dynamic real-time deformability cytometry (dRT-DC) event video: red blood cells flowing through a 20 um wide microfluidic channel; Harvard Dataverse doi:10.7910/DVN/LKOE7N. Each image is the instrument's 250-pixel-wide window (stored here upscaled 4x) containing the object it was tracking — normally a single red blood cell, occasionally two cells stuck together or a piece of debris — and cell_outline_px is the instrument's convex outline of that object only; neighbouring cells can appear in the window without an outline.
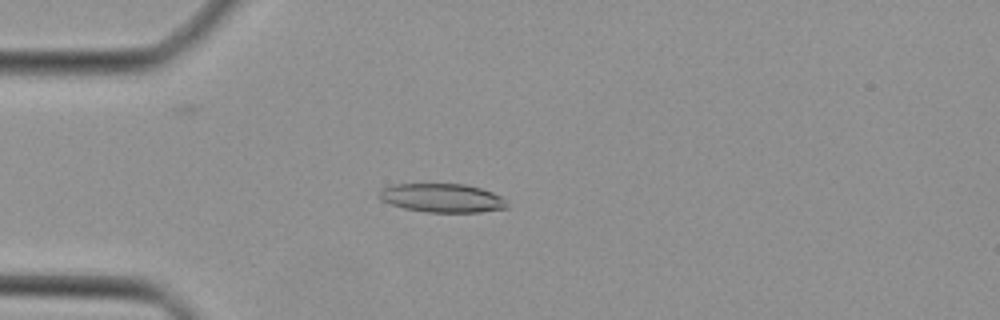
{"species": "Egyptian fruit bat (a non-hibernating species)", "species_latin": "Rousettus aegyptiacus", "temperature_condition": "cold", "stored_images_in_passage": 45, "camera_frame_rate_fps": 3000, "um_per_image_px": 0.085, "animal": {"sex": "female"}, "frame": {"image": 1, "passage_image": 12, "time_ms": 3.667, "image_size_px": [1000, 320], "cell_outline_px": [[508, 208], [480, 212], [428, 212], [404, 208], [380, 200], [376, 196], [380, 188], [392, 184], [468, 184], [492, 192], [500, 196], [508, 204]], "centroid_in_image_um": [37.54, 16.82], "position_along_channel_um": 47.5, "area_um2": 21.56}}
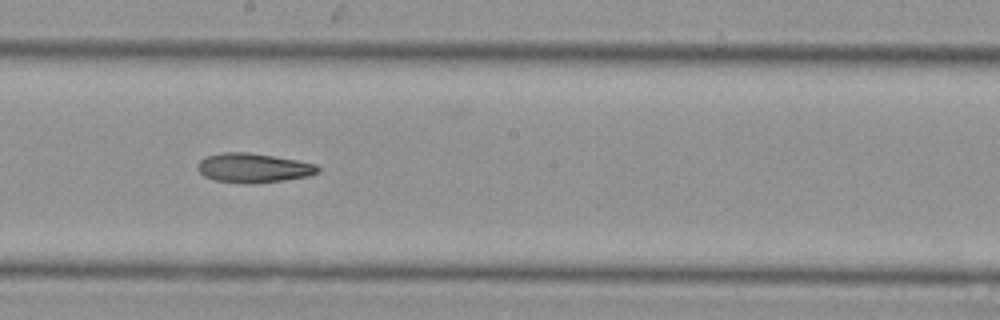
{"frame": {"image": 2, "passage_image": 25, "time_ms": 8.0, "image_size_px": [1000, 320], "cell_outline_px": [[320, 172], [308, 176], [284, 180], [252, 184], [248, 184], [216, 180], [204, 176], [196, 168], [196, 164], [200, 160], [208, 156], [220, 152], [248, 152], [296, 160], [316, 164], [320, 168]], "centroid_in_image_um": [21.53, 14.27], "position_along_channel_um": 226.7, "area_um2": 20.58}}
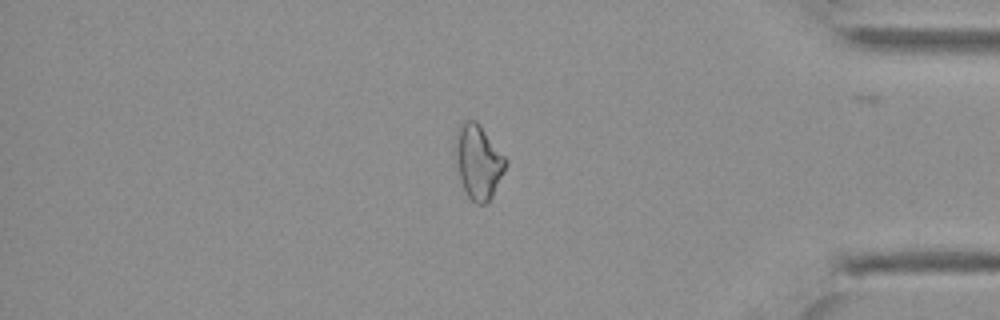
{"frame": {"image": 3, "passage_image": 38, "time_ms": 12.333, "image_size_px": [1000, 320], "cell_outline_px": [[508, 164], [492, 196], [484, 204], [476, 204], [468, 196], [460, 180], [456, 156], [456, 128], [460, 120], [476, 120], [480, 124], [508, 160]], "centroid_in_image_um": [40.66, 13.7], "position_along_channel_um": 394.5, "area_um2": 21.73}}